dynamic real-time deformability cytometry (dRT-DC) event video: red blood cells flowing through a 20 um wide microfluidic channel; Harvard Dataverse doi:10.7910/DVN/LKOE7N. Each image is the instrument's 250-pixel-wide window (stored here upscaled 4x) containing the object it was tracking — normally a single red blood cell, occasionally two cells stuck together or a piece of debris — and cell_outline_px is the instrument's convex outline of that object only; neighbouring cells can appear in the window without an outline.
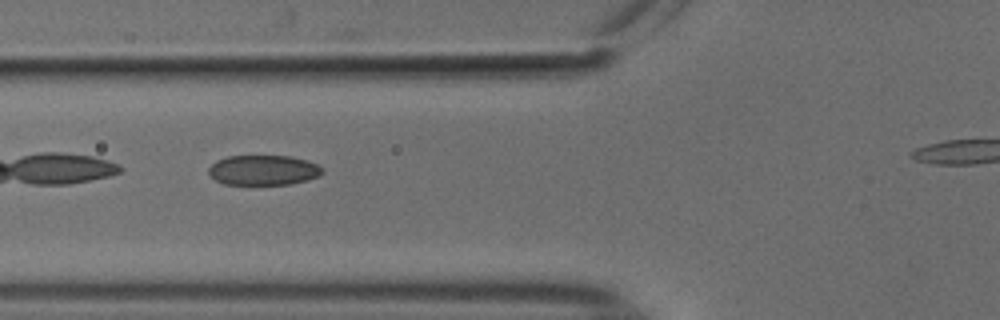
{"species": "common noctule bat (a hibernating species)", "species_latin": "Nyctalus noctula", "temperature_condition": "cold", "stored_images_in_passage": 33, "camera_frame_rate_fps": 3000, "um_per_image_px": 0.085, "animal": {"sex": "male", "body_mass_g": 18.8}, "frame": {"image": 1, "passage_image": 5, "time_ms": 1.333, "image_size_px": [1000, 320], "cell_outline_px": [[324, 172], [320, 176], [308, 180], [288, 184], [224, 184], [216, 180], [208, 172], [208, 168], [216, 160], [228, 156], [288, 156], [308, 160], [324, 168]], "centroid_in_image_um": [22.42, 14.46], "position_along_channel_um": 103.4, "area_um2": 19.94}}
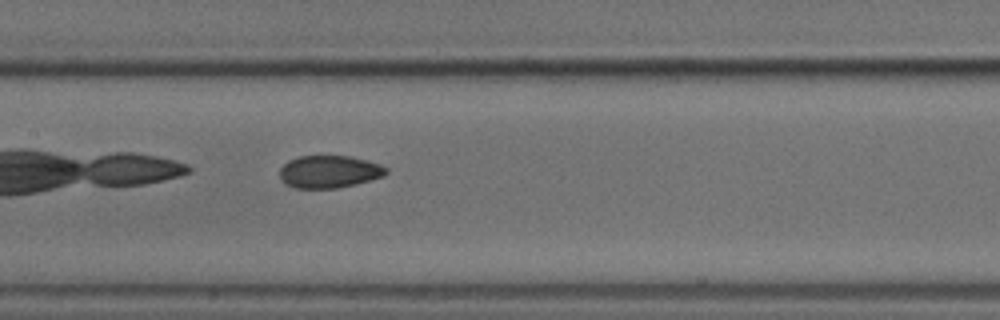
{"frame": {"image": 2, "passage_image": 11, "time_ms": 3.333, "image_size_px": [1000, 320], "cell_outline_px": [[388, 172], [384, 176], [336, 188], [296, 188], [284, 184], [280, 180], [280, 168], [288, 160], [296, 156], [348, 156], [368, 160], [380, 164], [388, 168]], "centroid_in_image_um": [27.95, 14.58], "position_along_channel_um": 179.5, "area_um2": 20.17}}
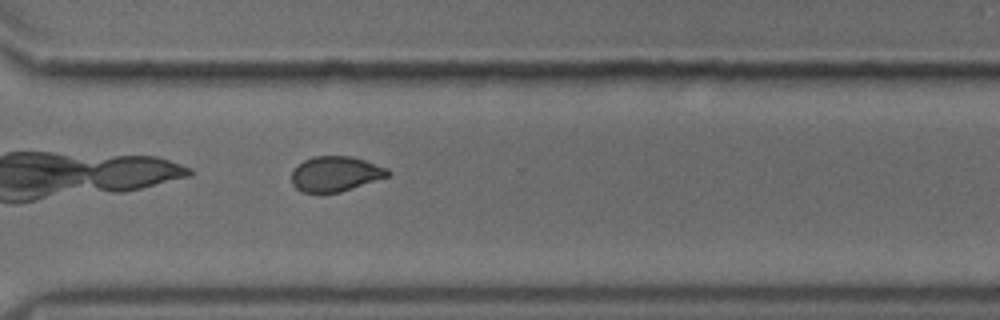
{"frame": {"image": 3, "passage_image": 24, "time_ms": 7.667, "image_size_px": [1000, 320], "cell_outline_px": [[392, 172], [388, 176], [340, 192], [304, 192], [296, 188], [292, 184], [292, 172], [304, 160], [312, 156], [352, 156], [388, 168]], "centroid_in_image_um": [28.53, 14.77], "position_along_channel_um": 342.1, "area_um2": 19.48}, "authors_computed_cell_mechanics": {"area_um2": 20.23, "velocity_mm_per_s": 3.7634, "shape_relaxation_time_tau1_ms": null, "shape_relaxation_time_tau2_ms": 1.8491, "deformation_change_tau1": null, "deformation_change_tau2": 0.0645}}